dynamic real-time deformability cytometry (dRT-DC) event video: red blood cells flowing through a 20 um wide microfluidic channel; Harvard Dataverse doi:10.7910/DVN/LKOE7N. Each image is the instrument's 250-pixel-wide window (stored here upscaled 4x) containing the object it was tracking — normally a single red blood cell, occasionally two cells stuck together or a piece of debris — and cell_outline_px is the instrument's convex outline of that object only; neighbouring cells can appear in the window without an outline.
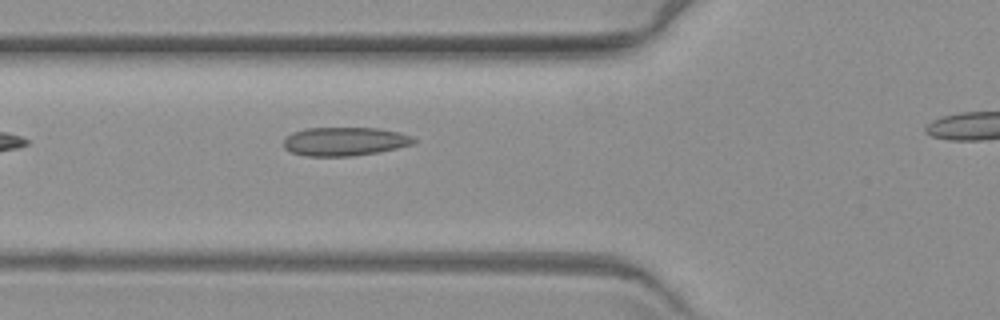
{"species": "common noctule bat (a hibernating species)", "species_latin": "Nyctalus noctula", "temperature_condition": "warm", "stored_images_in_passage": 3, "segment_of_instrument_passage": [1, 2], "camera_frame_rate_fps": 3000, "um_per_image_px": 0.085, "animal": {"sex": "female", "body_mass_g": 19.3, "forearm_length_mm": 54.1}, "frame": {"image": 1, "passage_image": 2, "time_ms": 1.0, "image_size_px": [1000, 320], "cell_outline_px": [[416, 140], [412, 144], [396, 148], [376, 152], [352, 156], [304, 156], [292, 152], [284, 148], [284, 140], [292, 132], [304, 128], [380, 128], [400, 132], [412, 136]], "centroid_in_image_um": [29.29, 12.01], "position_along_channel_um": 96.5, "area_um2": 21.68}}